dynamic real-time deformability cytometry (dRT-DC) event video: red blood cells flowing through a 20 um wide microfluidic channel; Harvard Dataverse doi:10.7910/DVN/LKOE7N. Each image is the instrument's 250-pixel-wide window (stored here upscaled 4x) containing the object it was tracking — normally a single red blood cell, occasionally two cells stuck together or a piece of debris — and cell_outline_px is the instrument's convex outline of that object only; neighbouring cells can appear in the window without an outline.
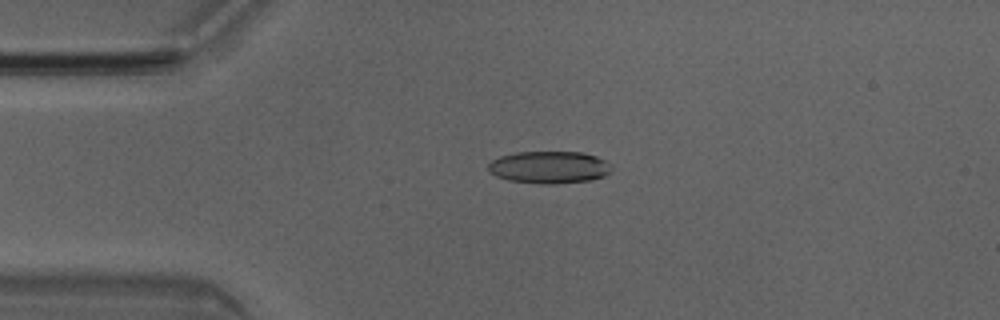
{"species": "Egyptian fruit bat (a non-hibernating species)", "species_latin": "Rousettus aegyptiacus", "temperature_condition": "room temperature", "stored_images_in_passage": 50, "camera_frame_rate_fps": 3000, "um_per_image_px": 0.085, "animal": {"sex": "male"}, "frame": {"image": 1, "passage_image": 11, "time_ms": 3.333, "image_size_px": [1000, 320], "cell_outline_px": [[612, 168], [604, 176], [588, 180], [552, 184], [540, 184], [508, 180], [496, 176], [488, 168], [488, 164], [492, 160], [500, 156], [516, 152], [584, 152], [596, 156], [612, 164]], "centroid_in_image_um": [46.68, 14.21], "position_along_channel_um": 38.3, "area_um2": 23.12}}
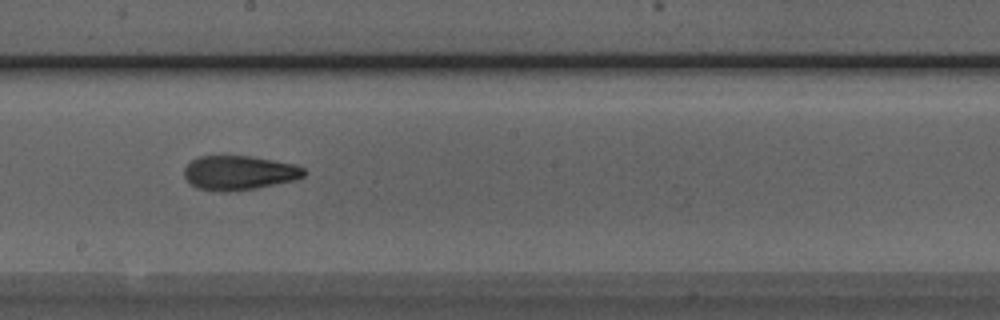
{"frame": {"image": 2, "passage_image": 27, "time_ms": 8.667, "image_size_px": [1000, 320], "cell_outline_px": [[308, 172], [304, 176], [296, 180], [236, 192], [212, 192], [196, 188], [184, 176], [184, 168], [192, 160], [200, 156], [248, 156], [296, 164], [304, 168]], "centroid_in_image_um": [20.34, 14.71], "position_along_channel_um": 227.9, "area_um2": 24.28}}
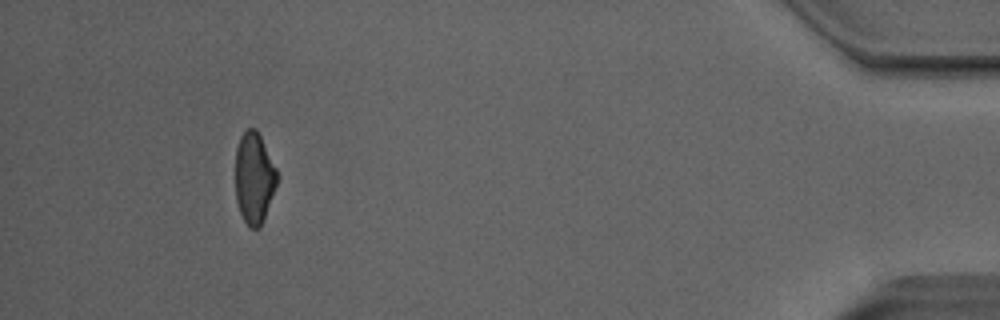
{"frame": {"image": 3, "passage_image": 46, "time_ms": 15.0, "image_size_px": [1000, 320], "cell_outline_px": [[280, 176], [264, 220], [260, 228], [248, 228], [240, 212], [236, 200], [236, 148], [240, 136], [248, 128], [256, 128]], "centroid_in_image_um": [21.62, 15.16], "position_along_channel_um": 413.6, "area_um2": 22.31}, "authors_computed_cell_mechanics": {"area_um2": 23.5246, "velocity_mm_per_s": 4.0592, "shape_relaxation_time_tau1_ms": 3.8814, "shape_relaxation_time_tau2_ms": 2.3566, "deformation_change_tau1": 0.1437, "deformation_change_tau2": 0.1074}}